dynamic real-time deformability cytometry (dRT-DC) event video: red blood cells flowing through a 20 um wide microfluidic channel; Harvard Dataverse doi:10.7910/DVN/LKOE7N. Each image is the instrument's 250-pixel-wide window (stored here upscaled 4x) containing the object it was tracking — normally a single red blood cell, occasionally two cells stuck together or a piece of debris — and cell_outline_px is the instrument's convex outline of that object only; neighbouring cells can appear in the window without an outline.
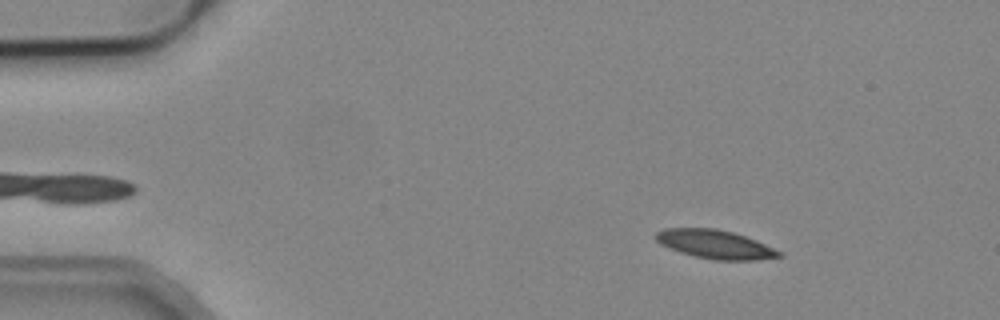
{"species": "common noctule bat (a hibernating species)", "species_latin": "Nyctalus noctula", "temperature_condition": "cold", "stored_images_in_passage": 52, "camera_frame_rate_fps": 3000, "um_per_image_px": 0.085, "animal": {"sex": "male", "body_mass_g": 19.2, "forearm_length_mm": 51.8}, "frame": {"image": 1, "passage_image": 7, "time_ms": 2.0, "image_size_px": [1000, 320], "cell_outline_px": [[784, 256], [756, 260], [716, 260], [696, 256], [680, 252], [660, 244], [656, 240], [656, 232], [664, 228], [716, 228], [732, 232], [756, 240], [784, 252]], "centroid_in_image_um": [60.82, 20.76], "position_along_channel_um": 24.2, "area_um2": 20.58}}
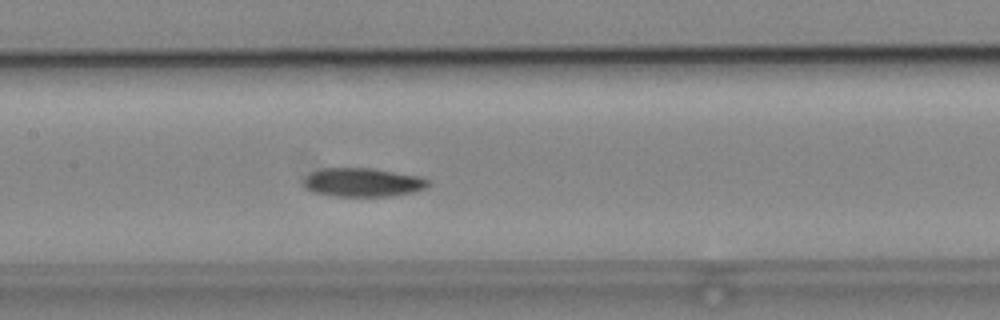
{"frame": {"image": 2, "passage_image": 25, "time_ms": 8.0, "image_size_px": [1000, 320], "cell_outline_px": [[428, 184], [424, 188], [412, 192], [388, 196], [336, 196], [312, 192], [304, 184], [304, 176], [312, 172], [324, 168], [372, 168], [420, 176], [428, 180]], "centroid_in_image_um": [30.81, 15.49], "position_along_channel_um": 176.6, "area_um2": 20.63}}
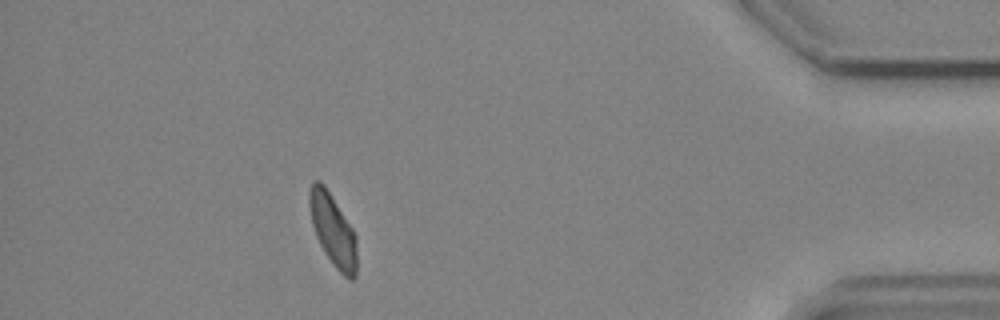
{"frame": {"image": 3, "passage_image": 47, "time_ms": 15.333, "image_size_px": [1000, 320], "cell_outline_px": [[356, 276], [352, 280], [348, 280], [332, 264], [324, 252], [316, 236], [312, 224], [308, 204], [308, 192], [312, 180], [320, 180], [324, 184], [352, 228], [356, 236]], "centroid_in_image_um": [28.27, 19.54], "position_along_channel_um": 406.9, "area_um2": 20.0}, "authors_computed_cell_mechanics": {"area_um2": 20.5768, "velocity_mm_per_s": 3.8419, "shape_relaxation_time_tau1_ms": 8.5821, "shape_relaxation_time_tau2_ms": 9.6021, "deformation_change_tau1": 0.1771, "deformation_change_tau2": 0.1397}}